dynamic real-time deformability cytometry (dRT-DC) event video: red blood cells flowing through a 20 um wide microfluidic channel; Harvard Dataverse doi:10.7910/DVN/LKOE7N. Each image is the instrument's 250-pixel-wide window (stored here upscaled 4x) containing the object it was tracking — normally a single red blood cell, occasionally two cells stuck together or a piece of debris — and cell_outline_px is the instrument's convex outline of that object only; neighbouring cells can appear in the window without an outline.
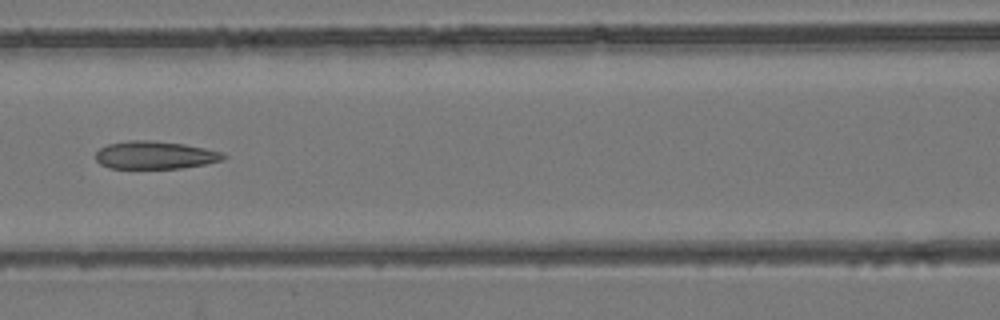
{"species": "common noctule bat (a hibernating species)", "species_latin": "Nyctalus noctula", "temperature_condition": "room temperature", "stored_images_in_passage": 7, "camera_frame_rate_fps": 3000, "um_per_image_px": 0.085, "animal": {"sex": "female", "body_mass_g": 24.6, "forearm_length_mm": 56.2}, "frame": {"image": 1, "passage_image": 7, "time_ms": 6.667, "image_size_px": [1000, 320], "cell_outline_px": [[228, 156], [224, 160], [204, 164], [180, 168], [108, 168], [100, 164], [96, 160], [96, 152], [100, 148], [108, 144], [128, 140], [148, 140], [184, 144], [224, 152]], "centroid_in_image_um": [13.19, 13.18], "position_along_channel_um": 153.4, "area_um2": 20.75}}